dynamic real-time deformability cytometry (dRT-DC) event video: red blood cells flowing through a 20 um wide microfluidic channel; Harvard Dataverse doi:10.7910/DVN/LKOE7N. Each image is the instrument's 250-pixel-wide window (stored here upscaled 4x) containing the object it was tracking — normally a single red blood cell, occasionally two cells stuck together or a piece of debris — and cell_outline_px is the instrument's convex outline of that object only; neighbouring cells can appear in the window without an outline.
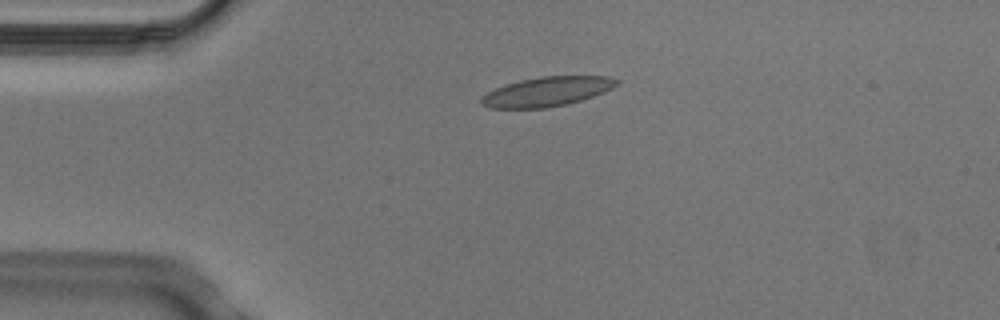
{"species": "Egyptian fruit bat (a non-hibernating species)", "species_latin": "Rousettus aegyptiacus", "temperature_condition": "cold", "stored_images_in_passage": 5, "camera_frame_rate_fps": 3000, "um_per_image_px": 0.085, "animal": {"sex": "male"}, "frame": {"image": 1, "passage_image": 3, "time_ms": 0.667, "image_size_px": [1000, 320], "cell_outline_px": [[620, 84], [612, 88], [592, 96], [580, 100], [564, 104], [544, 108], [488, 108], [480, 104], [480, 96], [496, 88], [520, 80], [540, 76], [608, 76], [620, 80]], "centroid_in_image_um": [46.47, 7.78], "position_along_channel_um": 38.5, "area_um2": 23.12}}